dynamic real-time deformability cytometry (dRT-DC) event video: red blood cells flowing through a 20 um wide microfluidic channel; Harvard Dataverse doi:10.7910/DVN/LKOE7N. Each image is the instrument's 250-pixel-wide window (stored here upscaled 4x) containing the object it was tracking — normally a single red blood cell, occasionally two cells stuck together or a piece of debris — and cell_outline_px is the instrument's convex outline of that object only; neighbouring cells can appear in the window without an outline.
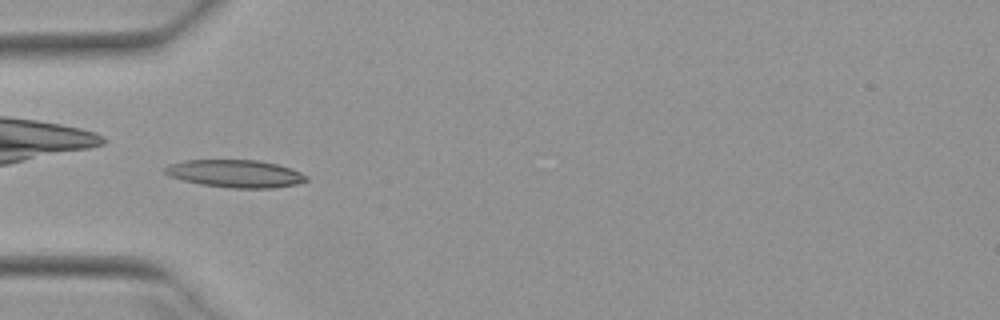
{"species": "Egyptian fruit bat (a non-hibernating species)", "species_latin": "Rousettus aegyptiacus", "temperature_condition": "warm", "stored_images_in_passage": 38, "camera_frame_rate_fps": 3000, "um_per_image_px": 0.085, "animal": {"sex": "female"}, "frame": {"image": 1, "passage_image": 3, "time_ms": 0.667, "image_size_px": [1000, 320], "cell_outline_px": [[308, 180], [296, 184], [272, 188], [232, 188], [200, 184], [184, 180], [172, 176], [164, 172], [164, 168], [168, 164], [184, 160], [260, 160], [276, 164], [300, 172], [308, 176]], "centroid_in_image_um": [20.0, 14.75], "position_along_channel_um": 65.0, "area_um2": 22.6}}
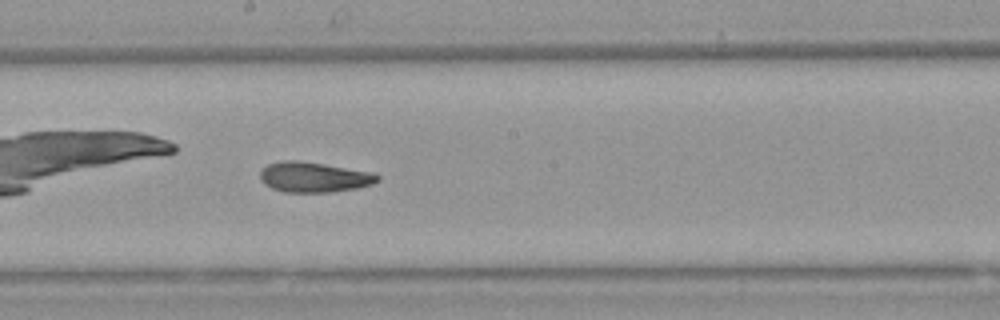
{"frame": {"image": 2, "passage_image": 15, "time_ms": 4.667, "image_size_px": [1000, 320], "cell_outline_px": [[380, 180], [372, 184], [356, 188], [332, 192], [284, 192], [272, 188], [264, 184], [260, 180], [260, 172], [268, 164], [284, 160], [296, 160], [324, 164], [376, 172], [380, 176]], "centroid_in_image_um": [26.72, 15.05], "position_along_channel_um": 221.5, "area_um2": 20.81}}
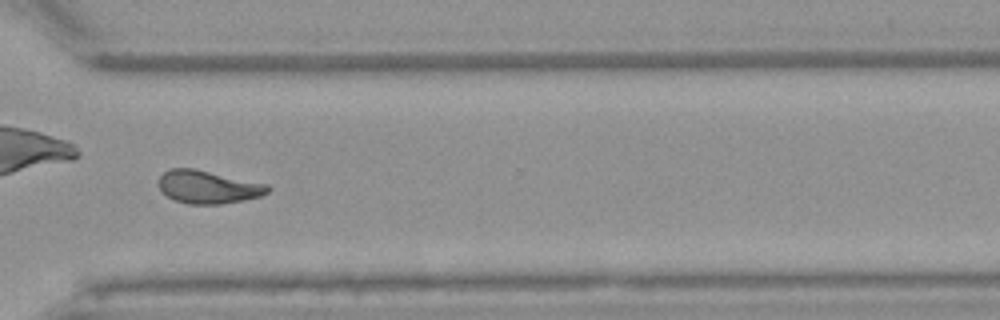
{"frame": {"image": 3, "passage_image": 25, "time_ms": 8.0, "image_size_px": [1000, 320], "cell_outline_px": [[272, 188], [268, 192], [260, 196], [244, 200], [220, 204], [188, 204], [176, 200], [160, 192], [156, 184], [160, 176], [164, 172], [172, 168], [196, 168], [268, 184]], "centroid_in_image_um": [17.67, 15.88], "position_along_channel_um": 352.9, "area_um2": 21.27}, "authors_computed_cell_mechanics": {"area_um2": 20.6346, "velocity_mm_per_s": 3.9419, "shape_relaxation_time_tau1_ms": 4.9764, "shape_relaxation_time_tau2_ms": 2.8851, "deformation_change_tau1": 0.179, "deformation_change_tau2": 0.1054}}